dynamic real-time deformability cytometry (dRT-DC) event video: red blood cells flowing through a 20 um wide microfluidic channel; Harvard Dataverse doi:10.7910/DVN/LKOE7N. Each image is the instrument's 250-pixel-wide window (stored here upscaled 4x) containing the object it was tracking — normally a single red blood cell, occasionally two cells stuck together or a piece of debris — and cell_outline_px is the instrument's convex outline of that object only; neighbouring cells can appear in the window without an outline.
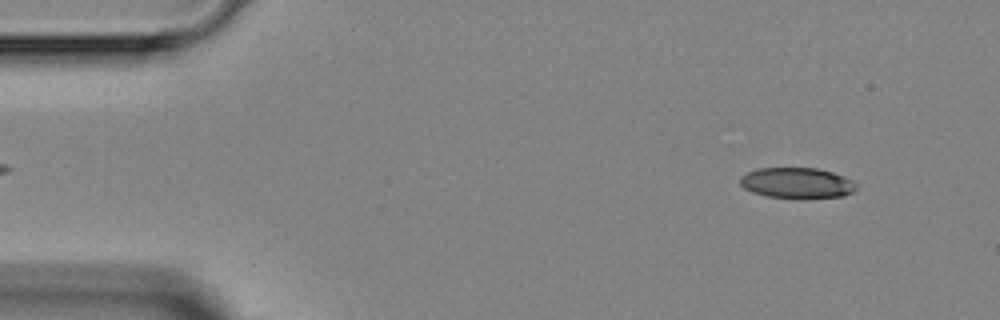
{"species": "Egyptian fruit bat (a non-hibernating species)", "species_latin": "Rousettus aegyptiacus", "temperature_condition": "room temperature", "stored_images_in_passage": 4, "camera_frame_rate_fps": 3000, "um_per_image_px": 0.085, "animal": {"sex": "female"}, "frame": {"image": 1, "passage_image": 2, "time_ms": 1.0, "image_size_px": [1000, 320], "cell_outline_px": [[856, 188], [852, 192], [844, 196], [800, 200], [768, 196], [752, 192], [744, 188], [740, 184], [740, 176], [748, 172], [760, 168], [816, 168], [832, 172], [844, 176], [852, 180], [856, 184]], "centroid_in_image_um": [67.76, 15.58], "position_along_channel_um": 17.2, "area_um2": 21.15}}